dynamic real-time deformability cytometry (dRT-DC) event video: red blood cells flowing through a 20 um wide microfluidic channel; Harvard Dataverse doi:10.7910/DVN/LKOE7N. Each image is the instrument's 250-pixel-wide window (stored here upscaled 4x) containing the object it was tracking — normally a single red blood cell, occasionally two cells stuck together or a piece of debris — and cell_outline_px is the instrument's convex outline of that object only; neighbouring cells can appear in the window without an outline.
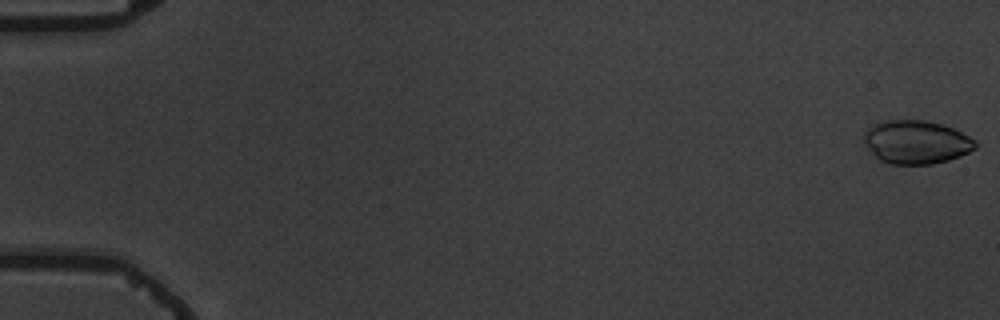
{"species": "common noctule bat (a hibernating species)", "species_latin": "Nyctalus noctula", "temperature_condition": "warm", "stored_images_in_passage": 5, "camera_frame_rate_fps": 3000, "um_per_image_px": 0.085, "animal": {"sex": "male", "body_mass_g": 19.5, "forearm_length_mm": 54.6}, "frame": {"image": 1, "passage_image": 1, "time_ms": 0.0, "image_size_px": [1000, 320], "cell_outline_px": [[976, 148], [960, 156], [948, 160], [932, 164], [892, 164], [880, 160], [868, 152], [864, 144], [864, 132], [872, 124], [884, 120], [924, 120], [940, 124], [952, 128], [976, 140]], "centroid_in_image_um": [77.83, 12.08], "position_along_channel_um": 7.2, "area_um2": 28.32}}
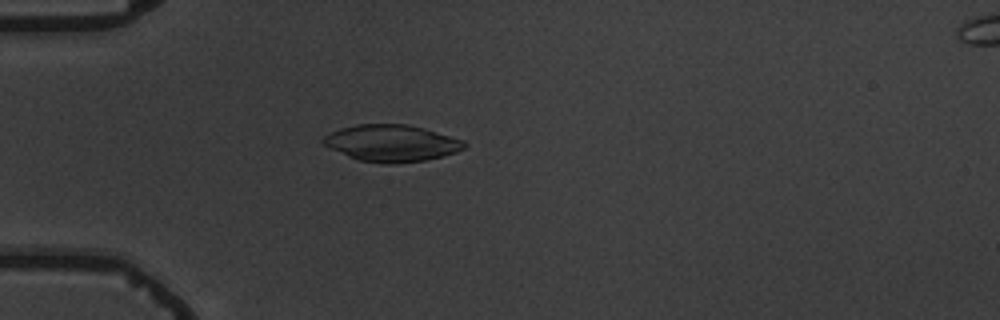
{"frame": {"image": 2, "passage_image": 5, "time_ms": 5.333, "image_size_px": [1000, 320], "cell_outline_px": [[468, 144], [464, 148], [456, 152], [424, 160], [392, 164], [384, 164], [360, 160], [348, 156], [324, 144], [320, 140], [324, 136], [340, 128], [356, 124], [408, 124], [424, 128], [464, 140]], "centroid_in_image_um": [33.29, 12.16], "position_along_channel_um": 51.7, "area_um2": 30.0}}